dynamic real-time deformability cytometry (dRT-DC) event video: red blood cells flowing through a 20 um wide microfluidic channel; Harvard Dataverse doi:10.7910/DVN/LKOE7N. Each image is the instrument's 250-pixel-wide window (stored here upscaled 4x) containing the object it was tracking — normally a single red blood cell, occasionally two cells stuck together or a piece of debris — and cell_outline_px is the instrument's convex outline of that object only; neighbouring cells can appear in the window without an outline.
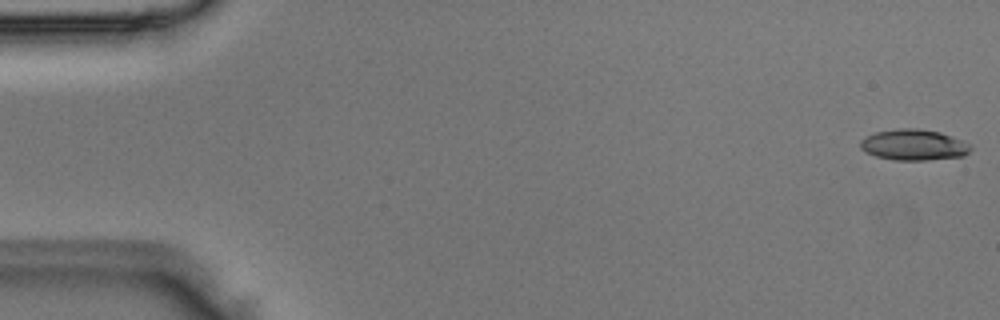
{"species": "Egyptian fruit bat (a non-hibernating species)", "species_latin": "Rousettus aegyptiacus", "temperature_condition": "room temperature", "stored_images_in_passage": 4, "camera_frame_rate_fps": 3000, "um_per_image_px": 0.085, "animal": {"sex": "male"}, "frame": {"image": 1, "passage_image": 1, "time_ms": 0.0, "image_size_px": [1000, 320], "cell_outline_px": [[972, 148], [964, 156], [924, 160], [896, 160], [876, 156], [860, 148], [860, 140], [864, 136], [876, 132], [900, 128], [920, 128], [940, 132], [952, 136], [968, 144]], "centroid_in_image_um": [77.65, 12.3], "position_along_channel_um": 7.4, "area_um2": 19.77}}
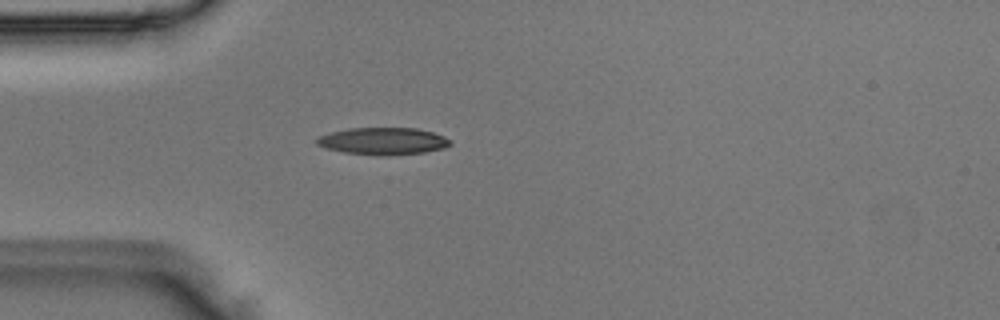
{"frame": {"image": 2, "passage_image": 4, "time_ms": 1.0, "image_size_px": [1000, 320], "cell_outline_px": [[452, 144], [444, 148], [424, 152], [380, 156], [344, 152], [328, 148], [316, 144], [316, 136], [348, 128], [416, 128], [432, 132], [444, 136], [452, 140]], "centroid_in_image_um": [32.57, 11.99], "position_along_channel_um": 52.4, "area_um2": 21.1}}